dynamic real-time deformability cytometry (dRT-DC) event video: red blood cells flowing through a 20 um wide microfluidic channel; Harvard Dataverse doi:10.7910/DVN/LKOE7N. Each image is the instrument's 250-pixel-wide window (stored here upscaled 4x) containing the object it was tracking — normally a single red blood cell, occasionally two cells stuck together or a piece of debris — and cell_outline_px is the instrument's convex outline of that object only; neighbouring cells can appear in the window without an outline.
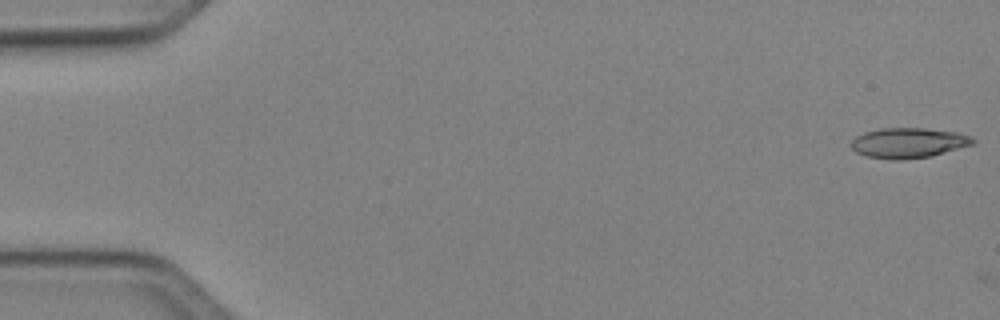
{"species": "Egyptian fruit bat (a non-hibernating species)", "species_latin": "Rousettus aegyptiacus", "temperature_condition": "cold", "stored_images_in_passage": 3, "camera_frame_rate_fps": 3000, "um_per_image_px": 0.085, "animal": {"sex": "female"}, "frame": {"image": 1, "passage_image": 1, "time_ms": 0.0, "image_size_px": [1000, 320], "cell_outline_px": [[976, 144], [932, 156], [900, 160], [892, 160], [864, 156], [856, 152], [852, 148], [852, 140], [856, 136], [864, 132], [880, 128], [924, 128], [960, 132], [972, 136], [976, 140]], "centroid_in_image_um": [77.27, 12.14], "position_along_channel_um": 7.7, "area_um2": 21.79}}